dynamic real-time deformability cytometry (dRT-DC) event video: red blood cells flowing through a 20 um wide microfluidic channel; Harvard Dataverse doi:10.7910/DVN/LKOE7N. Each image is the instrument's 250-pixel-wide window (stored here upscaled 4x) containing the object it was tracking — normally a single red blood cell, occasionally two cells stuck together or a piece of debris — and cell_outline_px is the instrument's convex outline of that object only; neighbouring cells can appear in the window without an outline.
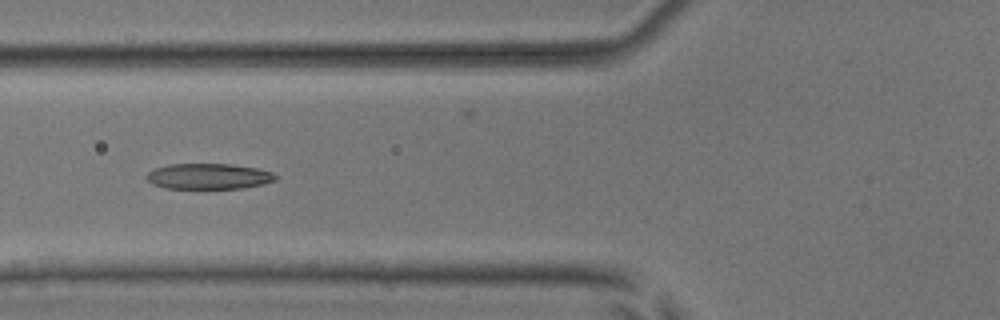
{"species": "common noctule bat (a hibernating species)", "species_latin": "Nyctalus noctula", "temperature_condition": "room temperature", "stored_images_in_passage": 8, "camera_frame_rate_fps": 3000, "um_per_image_px": 0.085, "animal": {"sex": "male", "body_mass_g": 17.9, "forearm_length_mm": 54.2}, "frame": {"image": 1, "passage_image": 5, "time_ms": 5.667, "image_size_px": [1000, 320], "cell_outline_px": [[276, 180], [264, 184], [244, 188], [164, 188], [152, 184], [148, 180], [148, 172], [152, 168], [168, 164], [232, 164], [256, 168], [272, 172], [276, 176]], "centroid_in_image_um": [17.73, 14.98], "position_along_channel_um": 108.1, "area_um2": 19.31}}
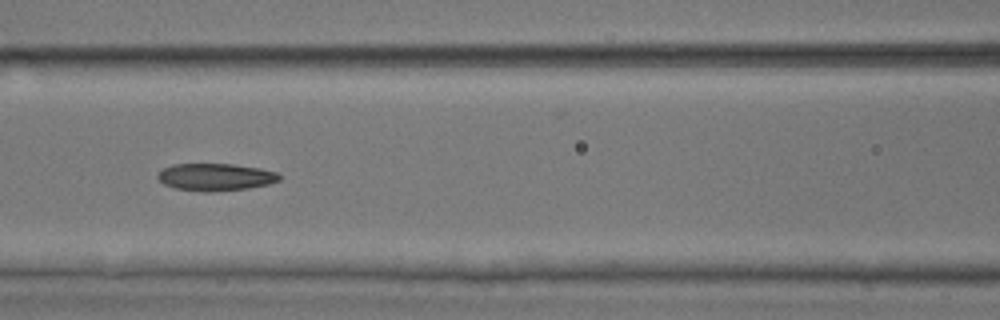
{"frame": {"image": 2, "passage_image": 6, "time_ms": 6.667, "image_size_px": [1000, 320], "cell_outline_px": [[280, 180], [268, 184], [248, 188], [212, 192], [204, 192], [176, 188], [164, 184], [156, 176], [160, 168], [172, 164], [232, 164], [260, 168], [276, 172], [280, 176]], "centroid_in_image_um": [18.28, 15.04], "position_along_channel_um": 148.3, "area_um2": 19.42}}
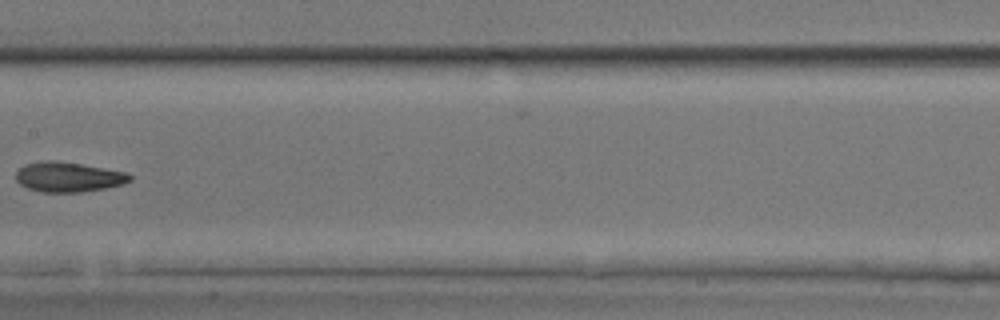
{"frame": {"image": 3, "passage_image": 7, "time_ms": 8.0, "image_size_px": [1000, 320], "cell_outline_px": [[132, 180], [120, 184], [104, 188], [80, 192], [40, 192], [28, 188], [20, 184], [16, 180], [16, 172], [24, 164], [44, 160], [52, 160], [80, 164], [104, 168], [124, 172], [132, 176]], "centroid_in_image_um": [5.76, 15.04], "position_along_channel_um": 201.6, "area_um2": 19.65}}